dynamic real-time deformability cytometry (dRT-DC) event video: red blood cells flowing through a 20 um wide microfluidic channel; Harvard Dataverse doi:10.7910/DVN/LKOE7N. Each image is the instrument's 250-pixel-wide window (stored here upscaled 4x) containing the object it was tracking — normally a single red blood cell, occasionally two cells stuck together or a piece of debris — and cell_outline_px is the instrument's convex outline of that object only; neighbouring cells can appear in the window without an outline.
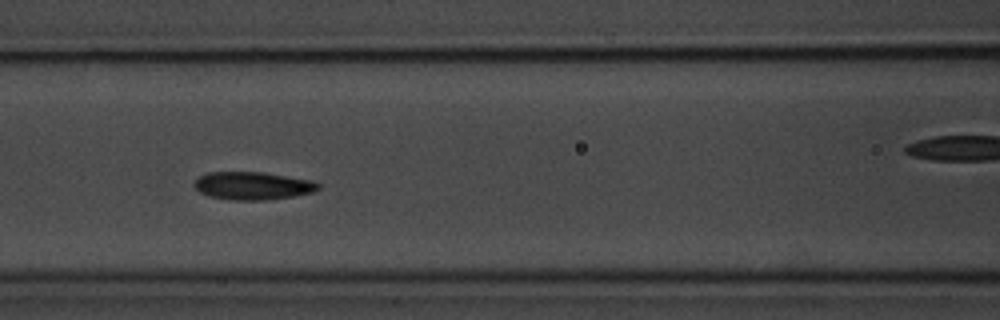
{"species": "common noctule bat (a hibernating species)", "species_latin": "Nyctalus noctula", "temperature_condition": "room temperature", "stored_images_in_passage": 8, "camera_frame_rate_fps": 3000, "um_per_image_px": 0.085, "animal": {"sex": "male", "body_mass_g": 20.1, "forearm_length_mm": 53.5}, "frame": {"image": 1, "passage_image": 6, "time_ms": 5.667, "image_size_px": [1000, 320], "cell_outline_px": [[320, 188], [312, 192], [292, 196], [268, 200], [232, 200], [208, 196], [200, 192], [192, 184], [200, 176], [208, 172], [264, 172], [312, 180], [320, 184]], "centroid_in_image_um": [21.48, 15.79], "position_along_channel_um": 145.1, "area_um2": 20.17}}
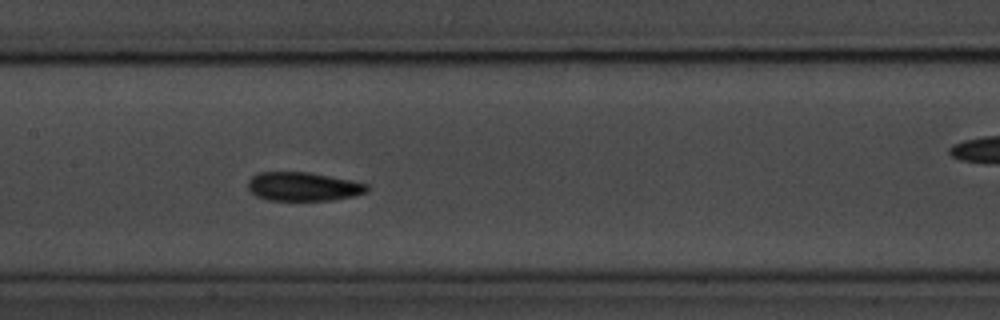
{"frame": {"image": 2, "passage_image": 7, "time_ms": 6.667, "image_size_px": [1000, 320], "cell_outline_px": [[368, 192], [356, 196], [332, 200], [268, 200], [256, 196], [248, 188], [248, 180], [252, 176], [260, 172], [308, 172], [352, 180], [368, 184]], "centroid_in_image_um": [25.8, 15.86], "position_along_channel_um": 181.6, "area_um2": 20.06}}